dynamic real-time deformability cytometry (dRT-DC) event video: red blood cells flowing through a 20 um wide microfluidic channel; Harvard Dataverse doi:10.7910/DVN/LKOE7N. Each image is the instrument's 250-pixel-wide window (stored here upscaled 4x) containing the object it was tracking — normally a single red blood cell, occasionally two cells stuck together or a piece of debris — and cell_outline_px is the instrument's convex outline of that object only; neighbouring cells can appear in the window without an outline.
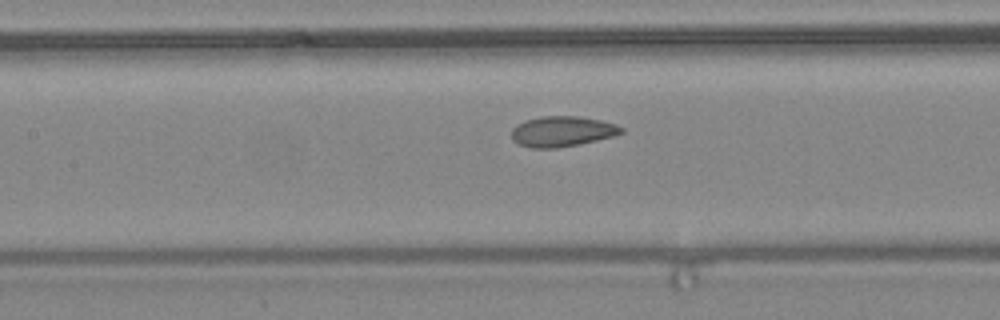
{"species": "common noctule bat (a hibernating species)", "species_latin": "Nyctalus noctula", "temperature_condition": "warm", "stored_images_in_passage": 19, "camera_frame_rate_fps": 3000, "um_per_image_px": 0.085, "animal": {"sex": "female", "body_mass_g": 24.6, "forearm_length_mm": 56.2}, "frame": {"image": 1, "passage_image": 14, "time_ms": 4.333, "image_size_px": [1000, 320], "cell_outline_px": [[624, 132], [612, 136], [596, 140], [556, 148], [532, 148], [520, 144], [512, 140], [512, 128], [516, 124], [524, 120], [540, 116], [580, 116], [600, 120], [616, 124], [624, 128]], "centroid_in_image_um": [47.76, 11.15], "position_along_channel_um": 159.6, "area_um2": 19.42}}